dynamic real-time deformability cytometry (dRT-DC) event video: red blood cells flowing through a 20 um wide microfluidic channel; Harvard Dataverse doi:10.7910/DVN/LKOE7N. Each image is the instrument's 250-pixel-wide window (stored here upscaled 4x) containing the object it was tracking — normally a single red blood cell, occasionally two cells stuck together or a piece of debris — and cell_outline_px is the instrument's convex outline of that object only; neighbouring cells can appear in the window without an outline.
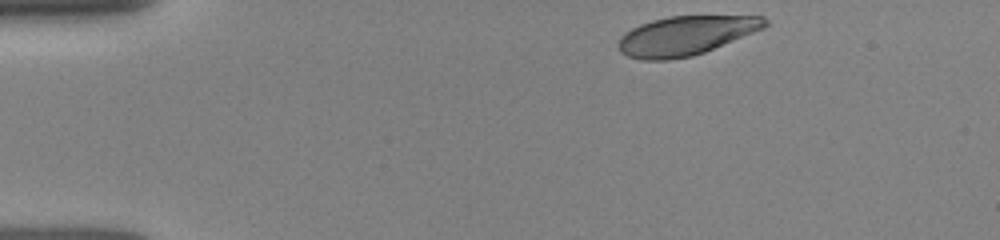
{"species": "human", "species_latin": "Homo sapiens", "temperature_condition": "room temperature", "stored_images_in_passage": 11, "camera_frame_rate_fps": 3000, "um_per_image_px": 0.085, "donor": {"sex": "female"}, "frame": {"image": 1, "passage_image": 1, "time_ms": 0.0, "image_size_px": [1000, 240], "cell_outline_px": [[768, 24], [764, 28], [704, 52], [692, 56], [668, 60], [640, 60], [628, 56], [620, 52], [620, 36], [632, 28], [640, 24], [652, 20], [668, 16], [764, 16], [768, 20]], "centroid_in_image_um": [58.29, 3.02], "position_along_channel_um": 26.7, "area_um2": 33.23}}
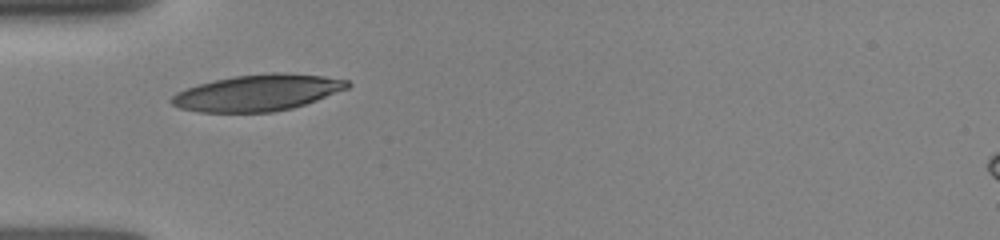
{"frame": {"image": 2, "passage_image": 10, "time_ms": 2.667, "image_size_px": [1000, 240], "cell_outline_px": [[352, 84], [348, 88], [316, 100], [292, 108], [272, 112], [200, 112], [180, 108], [172, 104], [168, 100], [176, 92], [200, 84], [232, 76], [272, 72], [280, 72], [324, 76], [348, 80]], "centroid_in_image_um": [21.9, 7.88], "position_along_channel_um": 63.1, "area_um2": 37.11}}